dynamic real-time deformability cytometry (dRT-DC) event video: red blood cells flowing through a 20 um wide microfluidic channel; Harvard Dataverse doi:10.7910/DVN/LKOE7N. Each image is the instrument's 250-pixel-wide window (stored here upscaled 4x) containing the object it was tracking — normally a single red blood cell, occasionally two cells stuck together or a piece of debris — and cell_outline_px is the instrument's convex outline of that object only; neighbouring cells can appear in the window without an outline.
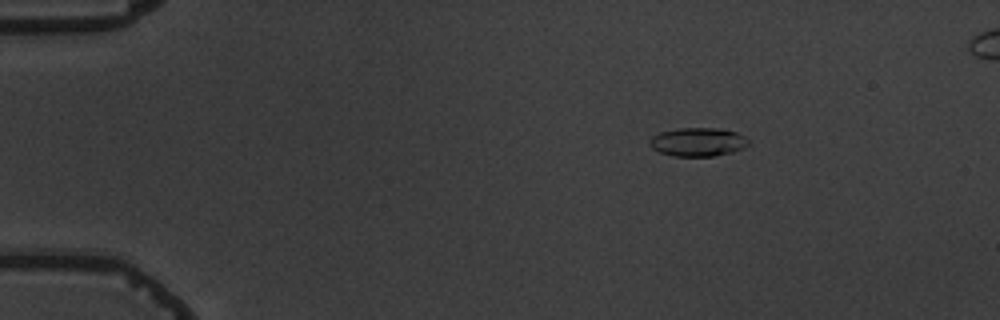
{"species": "common noctule bat (a hibernating species)", "species_latin": "Nyctalus noctula", "temperature_condition": "warm", "stored_images_in_passage": 6, "camera_frame_rate_fps": 3000, "um_per_image_px": 0.085, "animal": {"sex": "male", "body_mass_g": 19.5, "forearm_length_mm": 54.6}, "frame": {"image": 1, "passage_image": 3, "time_ms": 2.333, "image_size_px": [1000, 320], "cell_outline_px": [[748, 144], [744, 148], [732, 152], [712, 156], [676, 156], [660, 152], [652, 148], [648, 140], [652, 136], [660, 132], [680, 128], [716, 128], [736, 132], [748, 140]], "centroid_in_image_um": [59.3, 12.07], "position_along_channel_um": 25.7, "area_um2": 16.3}}